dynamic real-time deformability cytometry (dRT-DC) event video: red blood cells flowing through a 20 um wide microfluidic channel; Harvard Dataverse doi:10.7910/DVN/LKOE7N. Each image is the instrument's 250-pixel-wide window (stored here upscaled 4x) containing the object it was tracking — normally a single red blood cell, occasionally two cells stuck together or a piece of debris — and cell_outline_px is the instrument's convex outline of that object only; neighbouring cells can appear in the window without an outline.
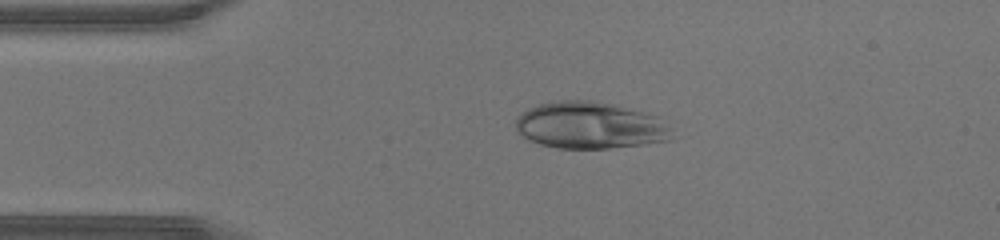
{"species": "human", "species_latin": "Homo sapiens", "temperature_condition": "warm", "stored_images_in_passage": 43, "camera_frame_rate_fps": 3000, "um_per_image_px": 0.085, "donor": {"sex": "male"}, "frame": {"image": 1, "passage_image": 9, "time_ms": 2.667, "image_size_px": [1000, 240], "cell_outline_px": [[672, 140], [644, 144], [608, 148], [556, 148], [540, 144], [524, 136], [516, 128], [516, 120], [528, 108], [540, 104], [560, 100], [588, 100], [612, 104], [656, 116], [672, 128]], "centroid_in_image_um": [50.18, 10.66], "position_along_channel_um": 34.8, "area_um2": 42.19}}
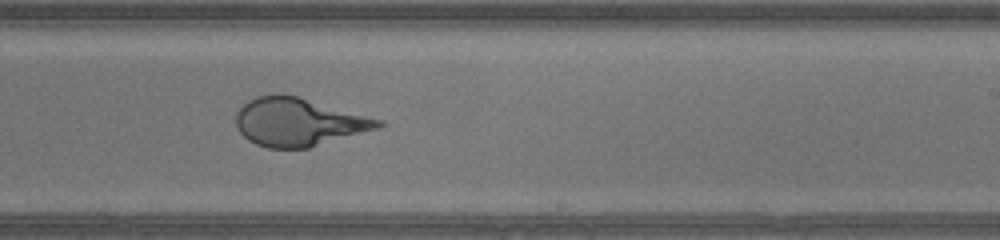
{"frame": {"image": 2, "passage_image": 26, "time_ms": 8.333, "image_size_px": [1000, 240], "cell_outline_px": [[384, 124], [380, 128], [308, 148], [268, 148], [256, 144], [248, 140], [240, 132], [236, 124], [236, 112], [248, 100], [256, 96], [296, 96], [384, 120]], "centroid_in_image_um": [25.39, 10.4], "position_along_channel_um": 263.6, "area_um2": 39.36}}
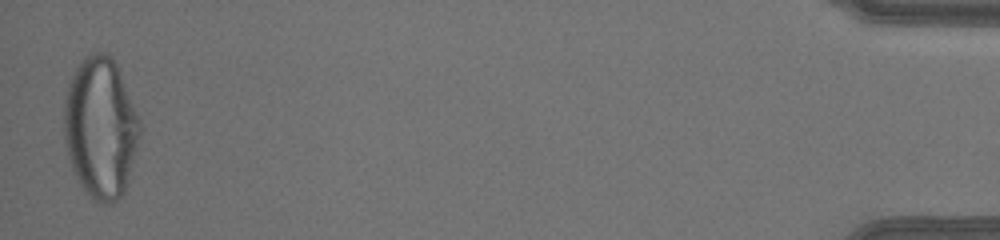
{"frame": {"image": 3, "passage_image": 43, "time_ms": 14.0, "image_size_px": [1000, 240], "cell_outline_px": [[144, 128], [124, 196], [120, 200], [112, 204], [100, 204], [92, 200], [84, 192], [72, 168], [68, 156], [64, 140], [64, 96], [68, 84], [80, 60], [84, 56], [92, 52], [104, 52], [112, 56], [116, 64]], "centroid_in_image_um": [8.58, 10.91], "position_along_channel_um": 426.6, "area_um2": 63.64}}